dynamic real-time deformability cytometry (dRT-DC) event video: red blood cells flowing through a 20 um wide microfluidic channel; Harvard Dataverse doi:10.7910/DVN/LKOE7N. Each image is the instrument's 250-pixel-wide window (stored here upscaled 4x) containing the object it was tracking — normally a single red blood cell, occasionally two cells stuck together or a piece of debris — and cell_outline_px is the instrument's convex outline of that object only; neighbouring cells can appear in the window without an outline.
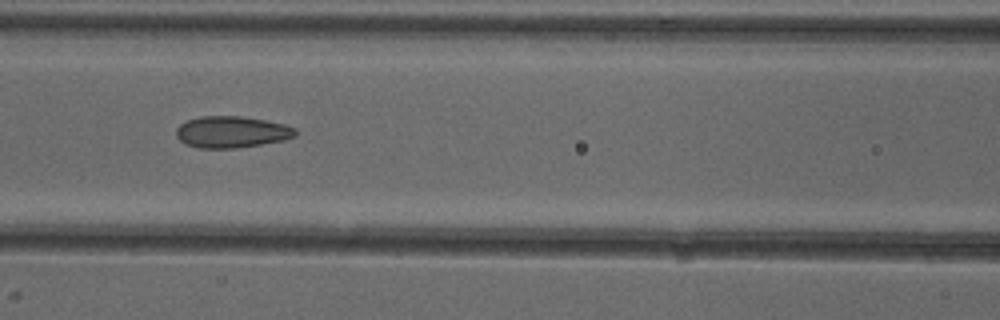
{"species": "common noctule bat (a hibernating species)", "species_latin": "Nyctalus noctula", "temperature_condition": "cold", "stored_images_in_passage": 8, "camera_frame_rate_fps": 3000, "um_per_image_px": 0.085, "animal": {"sex": "female"}, "frame": {"image": 1, "passage_image": 6, "time_ms": 6.333, "image_size_px": [1000, 320], "cell_outline_px": [[296, 136], [284, 140], [236, 148], [200, 148], [184, 144], [176, 136], [176, 128], [180, 124], [188, 120], [200, 116], [240, 116], [264, 120], [284, 124], [296, 128]], "centroid_in_image_um": [19.67, 11.22], "position_along_channel_um": 146.9, "area_um2": 21.91}}
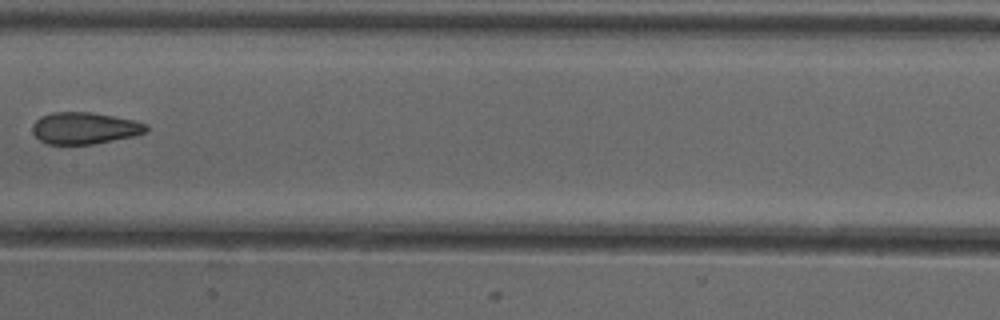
{"frame": {"image": 2, "passage_image": 7, "time_ms": 7.667, "image_size_px": [1000, 320], "cell_outline_px": [[148, 132], [132, 136], [92, 144], [48, 144], [40, 140], [32, 132], [32, 124], [40, 116], [52, 112], [92, 112], [136, 120], [148, 124]], "centroid_in_image_um": [7.2, 10.88], "position_along_channel_um": 200.2, "area_um2": 21.15}}
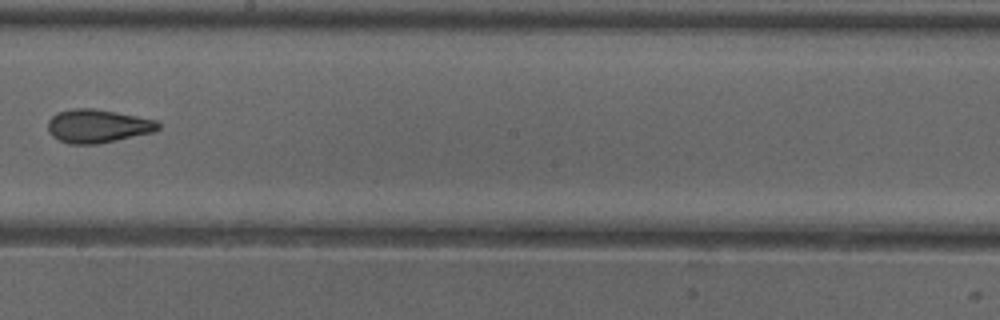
{"frame": {"image": 3, "passage_image": 8, "time_ms": 8.667, "image_size_px": [1000, 320], "cell_outline_px": [[160, 128], [152, 132], [116, 140], [96, 144], [68, 144], [52, 136], [48, 132], [48, 120], [56, 112], [72, 108], [92, 108], [116, 112], [156, 120], [160, 124]], "centroid_in_image_um": [8.26, 10.71], "position_along_channel_um": 239.9, "area_um2": 21.44}}